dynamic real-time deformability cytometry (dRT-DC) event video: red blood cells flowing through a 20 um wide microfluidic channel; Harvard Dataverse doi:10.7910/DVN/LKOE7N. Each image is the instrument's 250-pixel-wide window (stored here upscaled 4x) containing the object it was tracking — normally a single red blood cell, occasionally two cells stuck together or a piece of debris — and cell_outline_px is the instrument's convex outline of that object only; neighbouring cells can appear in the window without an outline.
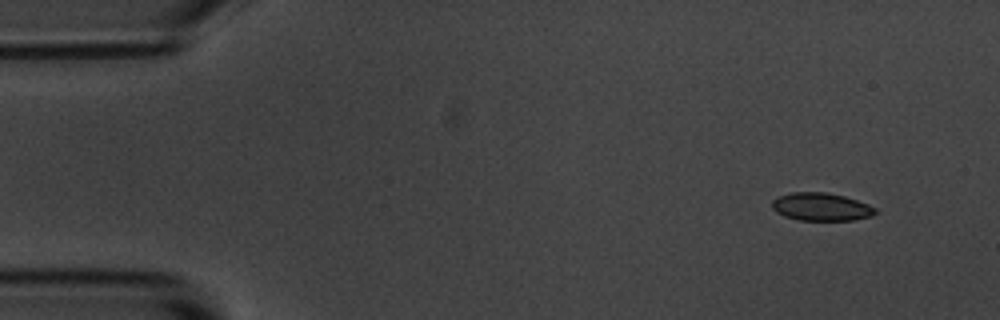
{"species": "common noctule bat (a hibernating species)", "species_latin": "Nyctalus noctula", "temperature_condition": "room temperature", "stored_images_in_passage": 51, "camera_frame_rate_fps": 3000, "um_per_image_px": 0.085, "animal": {"sex": "male", "body_mass_g": 20.1, "forearm_length_mm": 53.5}, "frame": {"image": 1, "passage_image": 1, "time_ms": 0.0, "image_size_px": [1000, 320], "cell_outline_px": [[876, 212], [872, 216], [852, 220], [800, 220], [784, 216], [776, 212], [772, 208], [772, 200], [776, 196], [792, 192], [828, 192], [844, 196], [868, 204], [876, 208]], "centroid_in_image_um": [69.77, 17.57], "position_along_channel_um": 15.2, "area_um2": 16.88}}
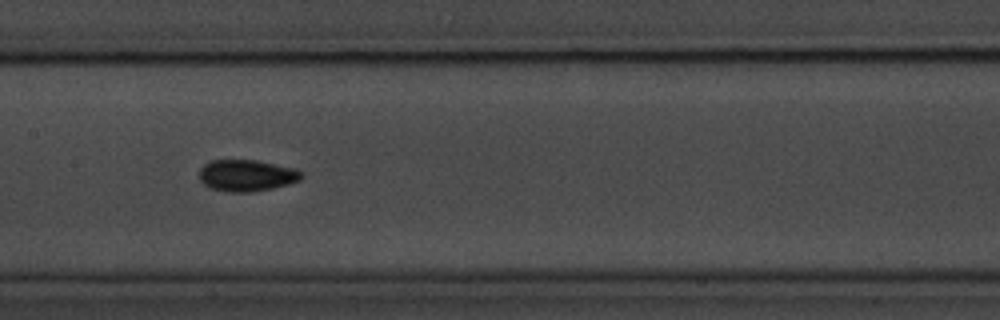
{"frame": {"image": 2, "passage_image": 23, "time_ms": 7.333, "image_size_px": [1000, 320], "cell_outline_px": [[304, 176], [300, 180], [288, 184], [272, 188], [252, 192], [228, 192], [208, 188], [200, 180], [200, 168], [204, 164], [212, 160], [260, 160], [296, 168], [304, 172]], "centroid_in_image_um": [21.0, 14.91], "position_along_channel_um": 186.4, "area_um2": 19.13}}
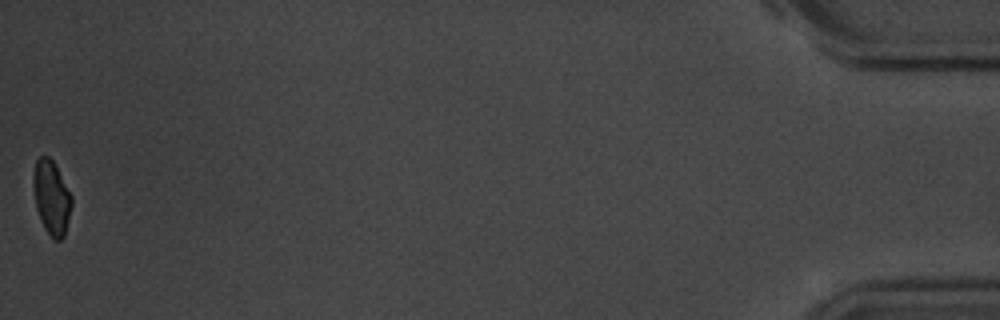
{"frame": {"image": 3, "passage_image": 51, "time_ms": 16.667, "image_size_px": [1000, 320], "cell_outline_px": [[72, 204], [64, 236], [60, 240], [52, 240], [44, 228], [40, 220], [36, 208], [32, 184], [32, 176], [36, 160], [40, 156], [48, 156], [52, 160], [72, 196]], "centroid_in_image_um": [4.35, 16.81], "position_along_channel_um": 430.8, "area_um2": 16.59}, "authors_computed_cell_mechanics": {"area_um2": 17.3978, "velocity_mm_per_s": 3.6727, "shape_relaxation_time_tau1_ms": 2.7679, "shape_relaxation_time_tau2_ms": 3.4902, "deformation_change_tau1": 0.099, "deformation_change_tau2": 0.0686}}